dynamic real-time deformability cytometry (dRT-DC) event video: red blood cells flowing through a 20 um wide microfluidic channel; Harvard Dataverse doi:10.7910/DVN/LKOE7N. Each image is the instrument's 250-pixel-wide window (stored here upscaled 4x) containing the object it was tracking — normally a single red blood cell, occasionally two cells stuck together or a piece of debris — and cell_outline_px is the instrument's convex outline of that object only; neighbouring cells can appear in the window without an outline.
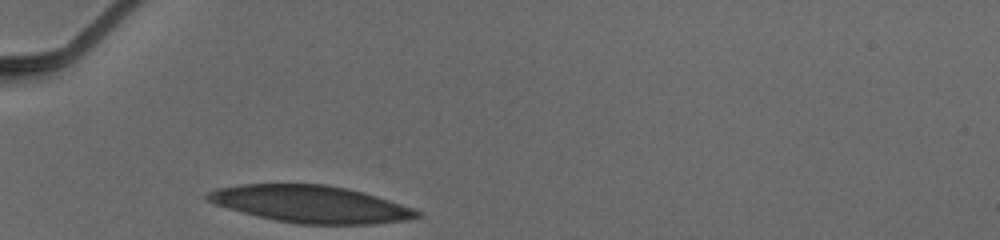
{"species": "human", "species_latin": "Homo sapiens", "temperature_condition": "cold", "stored_images_in_passage": 27, "camera_frame_rate_fps": 3000, "um_per_image_px": 0.085, "donor": {"sex": "male"}, "frame": {"image": 1, "passage_image": 1, "time_ms": 0.0, "image_size_px": [1000, 240], "cell_outline_px": [[424, 216], [408, 220], [372, 224], [300, 224], [276, 220], [228, 208], [216, 204], [208, 200], [204, 196], [208, 192], [216, 188], [240, 184], [328, 184], [348, 188], [376, 196], [412, 208], [420, 212]], "centroid_in_image_um": [26.43, 17.34], "position_along_channel_um": 58.6, "area_um2": 45.03}}
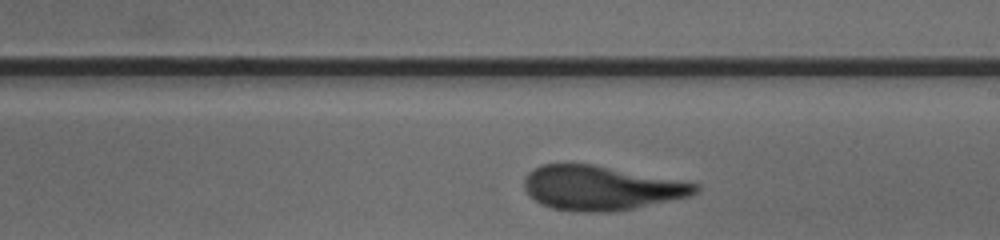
{"frame": {"image": 2, "passage_image": 16, "time_ms": 5.0, "image_size_px": [1000, 240], "cell_outline_px": [[700, 192], [692, 196], [636, 208], [612, 212], [576, 212], [552, 208], [540, 204], [528, 196], [524, 188], [524, 176], [532, 168], [540, 164], [596, 164], [700, 184]], "centroid_in_image_um": [51.09, 15.98], "position_along_channel_um": 237.9, "area_um2": 45.03}}
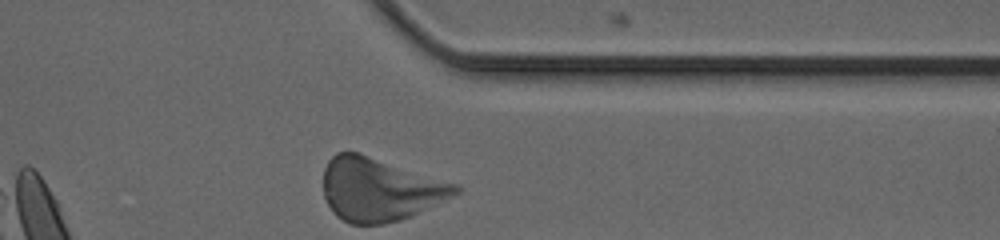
{"frame": {"image": 3, "passage_image": 27, "time_ms": 8.667, "image_size_px": [1000, 240], "cell_outline_px": [[460, 192], [400, 220], [384, 224], [348, 224], [336, 216], [332, 212], [324, 196], [324, 168], [328, 160], [336, 152], [360, 152], [456, 184], [460, 188]], "centroid_in_image_um": [32.21, 16.09], "position_along_channel_um": 379.2, "area_um2": 48.26}, "authors_computed_cell_mechanics": {"area_um2": 44.506, "velocity_mm_per_s": 3.8759, "shape_relaxation_time_tau1_ms": 4.7329, "shape_relaxation_time_tau2_ms": 1.8697, "deformation_change_tau1": 0.1492, "deformation_change_tau2": 0.0968}}